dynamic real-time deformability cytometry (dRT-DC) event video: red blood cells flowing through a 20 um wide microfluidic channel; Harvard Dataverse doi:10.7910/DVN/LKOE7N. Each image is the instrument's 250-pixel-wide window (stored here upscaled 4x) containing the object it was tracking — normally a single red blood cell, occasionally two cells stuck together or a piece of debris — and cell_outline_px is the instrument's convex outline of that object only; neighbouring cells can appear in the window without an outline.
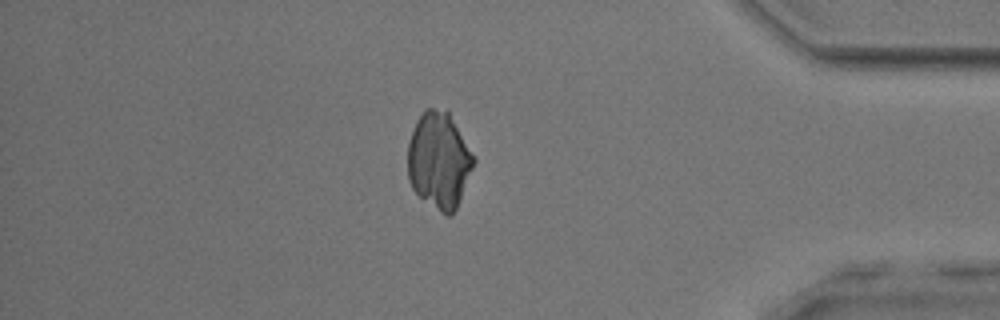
{"species": "common noctule bat (a hibernating species)", "species_latin": "Nyctalus noctula", "temperature_condition": "room temperature", "stored_images_in_passage": 50, "camera_frame_rate_fps": 3000, "um_per_image_px": 0.085, "animal": {"sex": "male", "body_mass_g": 17.9, "forearm_length_mm": 54.2}, "frame": {"image": 1, "passage_image": 43, "time_ms": 14.0, "image_size_px": [1000, 320], "cell_outline_px": [[476, 160], [456, 208], [448, 216], [444, 216], [420, 196], [412, 188], [408, 180], [408, 144], [416, 120], [428, 108], [432, 108], [448, 112]], "centroid_in_image_um": [37.3, 13.66], "position_along_channel_um": 397.9, "area_um2": 36.36}}
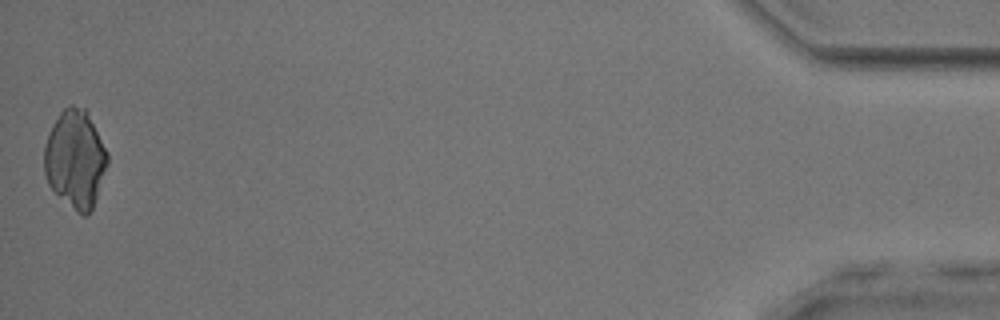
{"frame": {"image": 2, "passage_image": 50, "time_ms": 16.333, "image_size_px": [1000, 320], "cell_outline_px": [[108, 164], [92, 208], [88, 216], [84, 216], [76, 212], [48, 184], [44, 172], [44, 144], [48, 132], [52, 124], [60, 112], [64, 108], [72, 104], [84, 108], [88, 112], [108, 152]], "centroid_in_image_um": [6.39, 13.49], "position_along_channel_um": 428.8, "area_um2": 36.18}}